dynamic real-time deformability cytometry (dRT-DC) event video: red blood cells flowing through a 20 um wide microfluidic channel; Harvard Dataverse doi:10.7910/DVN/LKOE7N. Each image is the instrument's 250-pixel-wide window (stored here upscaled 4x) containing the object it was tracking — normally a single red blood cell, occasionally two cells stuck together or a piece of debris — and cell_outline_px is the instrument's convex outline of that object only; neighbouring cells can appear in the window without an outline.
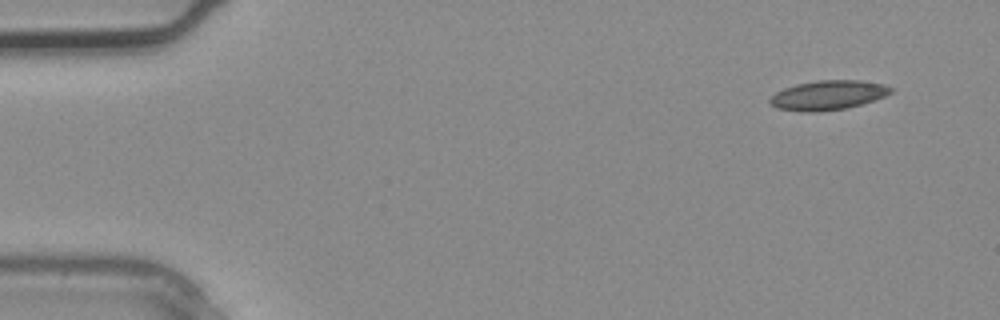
{"species": "common noctule bat (a hibernating species)", "species_latin": "Nyctalus noctula", "temperature_condition": "warm", "stored_images_in_passage": 3, "camera_frame_rate_fps": 3000, "um_per_image_px": 0.085, "animal": {"sex": "male", "body_mass_g": 20.4}, "frame": {"image": 1, "passage_image": 1, "time_ms": 0.0, "image_size_px": [1000, 320], "cell_outline_px": [[892, 92], [884, 96], [848, 108], [820, 112], [804, 112], [776, 108], [768, 104], [768, 100], [776, 92], [784, 88], [796, 84], [816, 80], [860, 80], [884, 84], [892, 88]], "centroid_in_image_um": [70.33, 8.09], "position_along_channel_um": 14.7, "area_um2": 20.87}}